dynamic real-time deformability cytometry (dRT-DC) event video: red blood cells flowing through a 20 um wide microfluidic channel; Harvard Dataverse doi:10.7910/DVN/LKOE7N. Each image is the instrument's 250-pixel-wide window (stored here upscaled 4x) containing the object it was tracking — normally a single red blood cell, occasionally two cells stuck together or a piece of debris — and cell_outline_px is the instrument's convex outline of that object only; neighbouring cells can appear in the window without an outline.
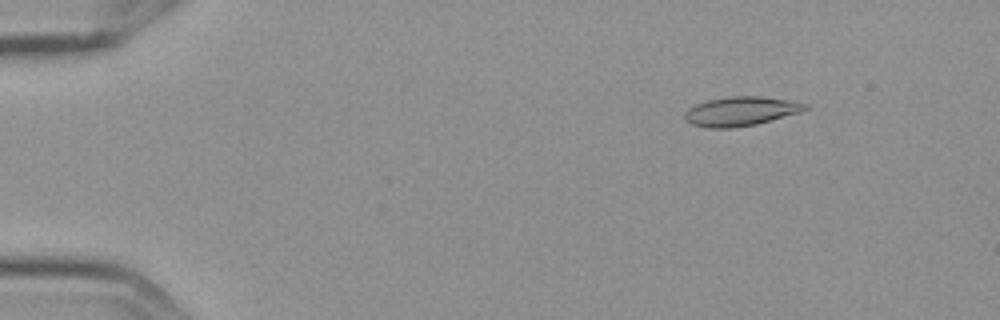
{"species": "Egyptian fruit bat (a non-hibernating species)", "species_latin": "Rousettus aegyptiacus", "temperature_condition": "cold", "stored_images_in_passage": 6, "camera_frame_rate_fps": 3000, "um_per_image_px": 0.085, "frame": {"image": 1, "passage_image": 2, "time_ms": 0.333, "image_size_px": [1000, 320], "cell_outline_px": [[808, 108], [800, 112], [756, 124], [732, 128], [708, 128], [692, 124], [684, 120], [684, 112], [688, 108], [696, 104], [708, 100], [732, 96], [760, 96], [788, 100], [808, 104]], "centroid_in_image_um": [62.93, 9.46], "position_along_channel_um": 22.1, "area_um2": 20.4}}
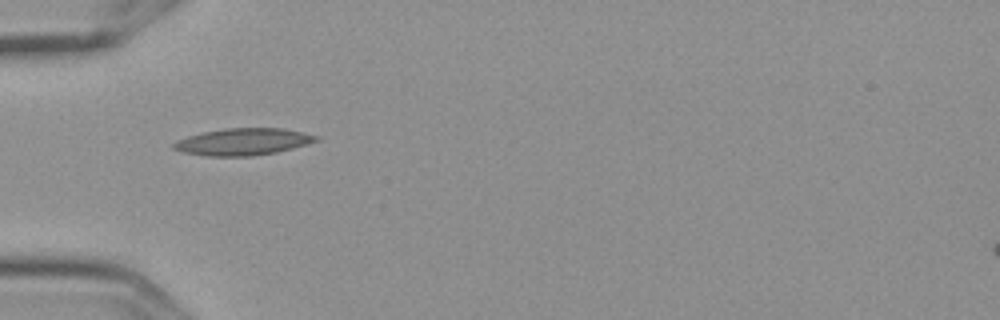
{"frame": {"image": 2, "passage_image": 5, "time_ms": 1.333, "image_size_px": [1000, 320], "cell_outline_px": [[320, 140], [292, 148], [276, 152], [252, 156], [208, 156], [184, 152], [172, 148], [172, 144], [176, 140], [188, 136], [204, 132], [224, 128], [284, 128], [320, 136]], "centroid_in_image_um": [20.67, 12.04], "position_along_channel_um": 64.3, "area_um2": 22.31}}
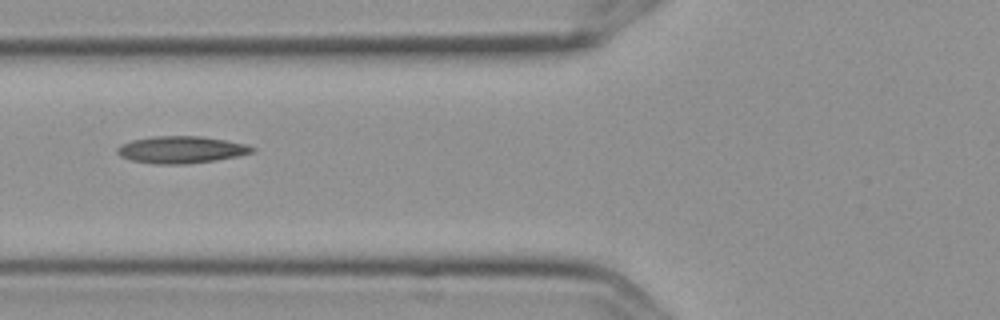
{"frame": {"image": 3, "passage_image": 6, "time_ms": 1.667, "image_size_px": [1000, 320], "cell_outline_px": [[256, 152], [216, 160], [184, 164], [152, 164], [132, 160], [120, 156], [116, 152], [116, 148], [120, 144], [132, 140], [152, 136], [200, 136], [248, 144], [256, 148]], "centroid_in_image_um": [15.39, 12.72], "position_along_channel_um": 110.4, "area_um2": 21.39}}